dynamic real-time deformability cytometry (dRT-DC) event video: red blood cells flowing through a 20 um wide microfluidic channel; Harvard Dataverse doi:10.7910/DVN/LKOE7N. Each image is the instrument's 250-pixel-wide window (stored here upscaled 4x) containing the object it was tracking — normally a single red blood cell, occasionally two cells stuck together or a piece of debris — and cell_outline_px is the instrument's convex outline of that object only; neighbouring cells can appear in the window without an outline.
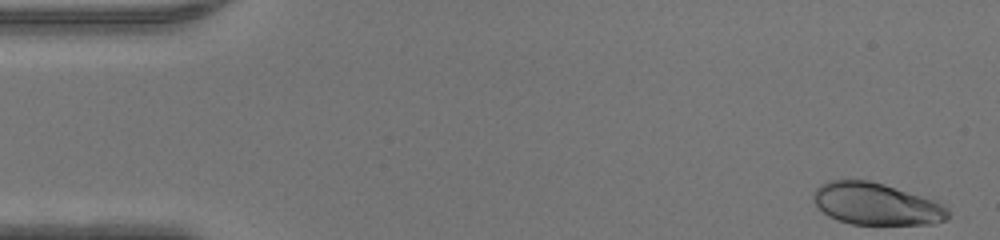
{"species": "human", "species_latin": "Homo sapiens", "temperature_condition": "warm", "stored_images_in_passage": 46, "camera_frame_rate_fps": 3000, "um_per_image_px": 0.085, "donor": {"sex": "male"}, "frame": {"image": 1, "passage_image": 1, "time_ms": 0.0, "image_size_px": [1000, 240], "cell_outline_px": [[948, 216], [944, 220], [932, 224], [852, 224], [828, 216], [812, 200], [812, 196], [816, 188], [820, 184], [828, 180], [868, 180], [884, 184], [932, 200], [948, 208]], "centroid_in_image_um": [74.42, 17.33], "position_along_channel_um": 10.6, "area_um2": 32.54}}
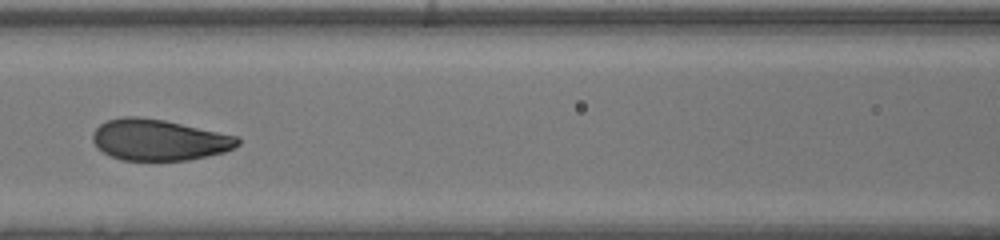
{"frame": {"image": 2, "passage_image": 20, "time_ms": 6.333, "image_size_px": [1000, 240], "cell_outline_px": [[240, 144], [224, 152], [188, 160], [124, 160], [112, 156], [96, 148], [92, 140], [92, 132], [100, 124], [108, 120], [120, 116], [140, 116], [164, 120], [236, 136], [240, 140]], "centroid_in_image_um": [13.46, 11.88], "position_along_channel_um": 153.1, "area_um2": 34.62}}
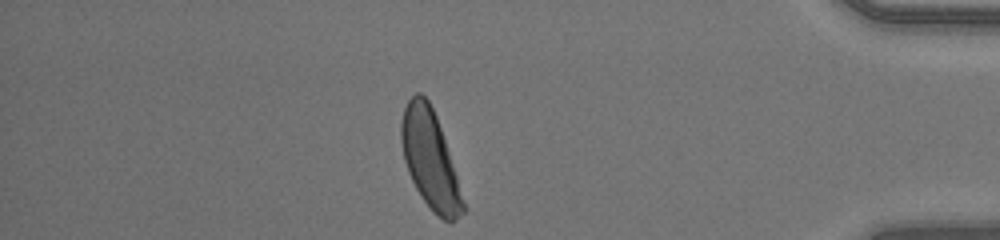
{"frame": {"image": 3, "passage_image": 40, "time_ms": 13.0, "image_size_px": [1000, 240], "cell_outline_px": [[464, 212], [452, 224], [444, 220], [420, 196], [408, 172], [404, 160], [400, 140], [400, 124], [404, 108], [408, 100], [416, 92], [420, 92], [428, 100], [436, 116], [456, 176], [464, 204]], "centroid_in_image_um": [36.52, 13.53], "position_along_channel_um": 398.7, "area_um2": 34.45}}